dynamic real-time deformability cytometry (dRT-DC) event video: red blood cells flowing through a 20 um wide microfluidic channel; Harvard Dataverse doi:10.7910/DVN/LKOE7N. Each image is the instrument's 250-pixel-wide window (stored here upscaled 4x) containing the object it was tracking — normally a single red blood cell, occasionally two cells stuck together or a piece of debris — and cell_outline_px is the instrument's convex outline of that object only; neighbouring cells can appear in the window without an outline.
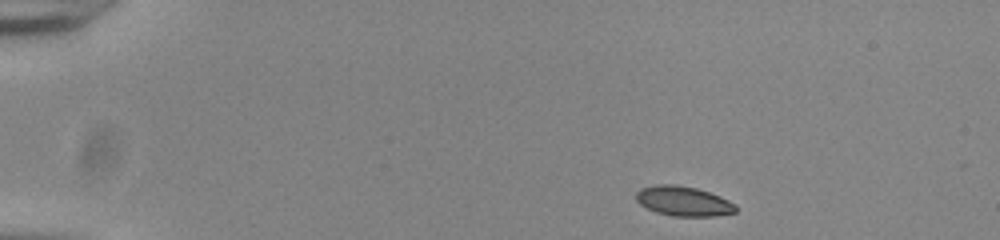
{"species": "common noctule bat (a hibernating species)", "species_latin": "Nyctalus noctula", "temperature_condition": "room temperature", "stored_images_in_passage": 46, "camera_frame_rate_fps": 3000, "um_per_image_px": 0.085, "animal": {"sex": "male", "body_mass_g": 20.0, "forearm_length_mm": 53.3}, "frame": {"image": 1, "passage_image": 1, "time_ms": 0.0, "image_size_px": [1000, 240], "cell_outline_px": [[736, 212], [716, 216], [672, 216], [656, 212], [640, 204], [636, 200], [636, 192], [640, 188], [656, 184], [676, 184], [696, 188], [720, 196], [736, 204]], "centroid_in_image_um": [58.08, 17.09], "position_along_channel_um": 26.9, "area_um2": 17.34}}
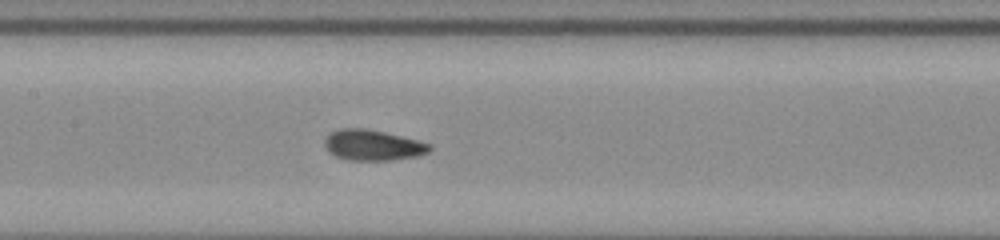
{"frame": {"image": 2, "passage_image": 20, "time_ms": 6.333, "image_size_px": [1000, 240], "cell_outline_px": [[432, 148], [428, 152], [416, 156], [392, 160], [348, 160], [336, 156], [328, 152], [324, 144], [324, 140], [332, 132], [340, 128], [368, 128], [432, 144]], "centroid_in_image_um": [31.67, 12.34], "position_along_channel_um": 175.7, "area_um2": 18.67}}
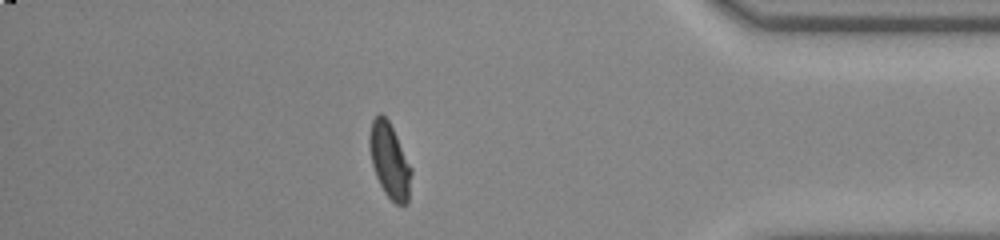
{"frame": {"image": 3, "passage_image": 40, "time_ms": 13.0, "image_size_px": [1000, 240], "cell_outline_px": [[412, 172], [408, 204], [396, 204], [384, 192], [376, 176], [372, 164], [368, 148], [368, 136], [372, 120], [380, 112], [388, 120], [412, 168]], "centroid_in_image_um": [33.1, 13.66], "position_along_channel_um": 402.1, "area_um2": 18.26}, "authors_computed_cell_mechanics": {"area_um2": 18.1492, "velocity_mm_per_s": 3.8344, "shape_relaxation_time_tau1_ms": 3.6176, "shape_relaxation_time_tau2_ms": 0.774, "deformation_change_tau1": 0.1638, "deformation_change_tau2": 0.0606}}